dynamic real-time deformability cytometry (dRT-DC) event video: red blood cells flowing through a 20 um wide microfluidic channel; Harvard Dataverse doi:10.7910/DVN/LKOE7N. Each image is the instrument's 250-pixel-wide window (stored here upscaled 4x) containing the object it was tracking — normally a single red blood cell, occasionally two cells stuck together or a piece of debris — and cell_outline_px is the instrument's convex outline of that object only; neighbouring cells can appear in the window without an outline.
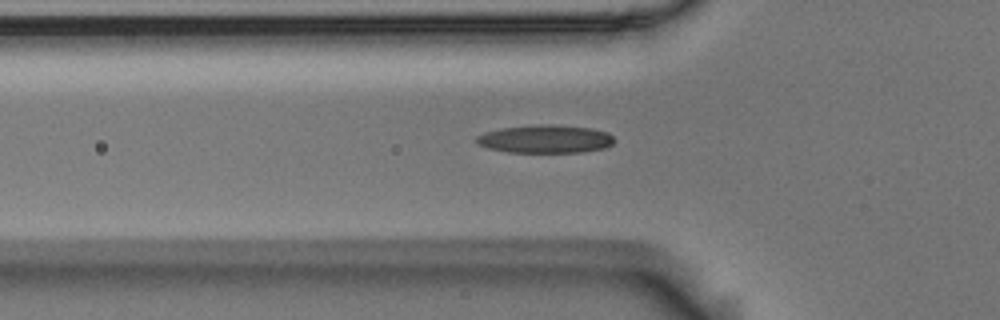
{"species": "Egyptian fruit bat (a non-hibernating species)", "species_latin": "Rousettus aegyptiacus", "temperature_condition": "room temperature", "stored_images_in_passage": 6, "segment_of_instrument_passage": [2, 2], "camera_frame_rate_fps": 3000, "um_per_image_px": 0.085, "animal": {"sex": "male"}, "frame": {"image": 1, "passage_image": 6, "time_ms": 1.667, "image_size_px": [1000, 320], "cell_outline_px": [[616, 140], [612, 144], [604, 148], [584, 152], [508, 152], [488, 148], [476, 144], [476, 136], [484, 132], [504, 128], [540, 124], [548, 124], [592, 128], [608, 132]], "centroid_in_image_um": [46.37, 11.82], "position_along_channel_um": 79.4, "area_um2": 22.6}}